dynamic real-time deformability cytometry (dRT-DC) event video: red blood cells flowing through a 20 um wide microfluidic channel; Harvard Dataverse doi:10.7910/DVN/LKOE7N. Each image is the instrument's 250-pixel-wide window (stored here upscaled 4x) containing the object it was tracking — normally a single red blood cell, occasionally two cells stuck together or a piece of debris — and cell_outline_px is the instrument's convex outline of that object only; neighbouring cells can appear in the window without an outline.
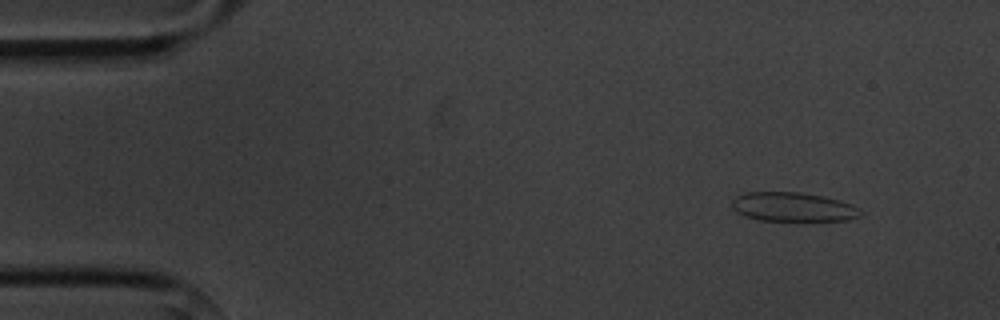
{"species": "common noctule bat (a hibernating species)", "species_latin": "Nyctalus noctula", "temperature_condition": "cold", "stored_images_in_passage": 3, "camera_frame_rate_fps": 3000, "um_per_image_px": 0.085, "animal": {"sex": "male", "body_mass_g": 20.1, "forearm_length_mm": 53.5}, "frame": {"image": 1, "passage_image": 1, "time_ms": 0.0, "image_size_px": [1000, 320], "cell_outline_px": [[864, 212], [860, 216], [848, 220], [804, 224], [760, 220], [744, 216], [736, 212], [732, 208], [732, 200], [736, 196], [744, 192], [800, 192], [824, 196], [840, 200], [852, 204], [860, 208]], "centroid_in_image_um": [67.47, 17.65], "position_along_channel_um": 17.5, "area_um2": 23.24}}